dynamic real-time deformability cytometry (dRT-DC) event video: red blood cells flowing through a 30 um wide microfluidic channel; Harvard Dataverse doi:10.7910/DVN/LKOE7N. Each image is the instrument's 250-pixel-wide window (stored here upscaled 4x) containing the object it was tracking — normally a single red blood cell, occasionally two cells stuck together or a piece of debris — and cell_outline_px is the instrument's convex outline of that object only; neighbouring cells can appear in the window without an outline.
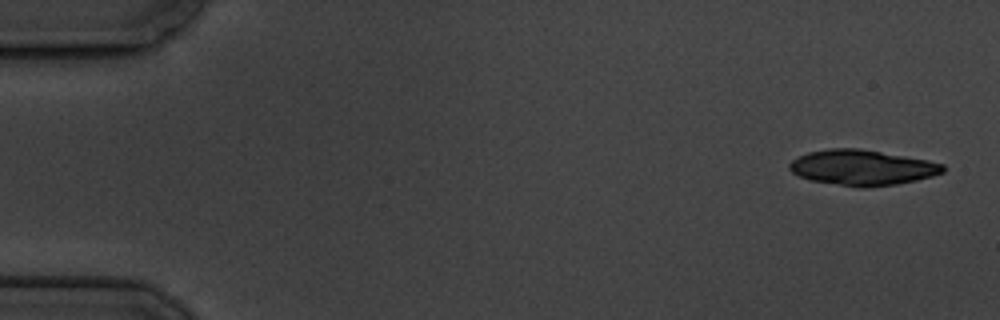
{"species": "common noctule bat (a hibernating species)", "species_latin": "Nyctalus noctula", "temperature_condition": "cold", "stored_images_in_passage": 6, "camera_frame_rate_fps": 3000, "um_per_image_px": 0.085, "animal": {"sex": "male", "body_mass_g": 19.5, "forearm_length_mm": 54.6}, "frame": {"image": 1, "passage_image": 1, "time_ms": 0.0, "image_size_px": [1000, 320], "cell_outline_px": [[944, 172], [932, 176], [916, 180], [896, 184], [864, 188], [812, 180], [800, 176], [792, 172], [788, 168], [788, 164], [792, 160], [808, 152], [828, 148], [860, 148], [928, 160], [944, 164]], "centroid_in_image_um": [73.29, 14.23], "position_along_channel_um": 11.7, "area_um2": 31.5}}